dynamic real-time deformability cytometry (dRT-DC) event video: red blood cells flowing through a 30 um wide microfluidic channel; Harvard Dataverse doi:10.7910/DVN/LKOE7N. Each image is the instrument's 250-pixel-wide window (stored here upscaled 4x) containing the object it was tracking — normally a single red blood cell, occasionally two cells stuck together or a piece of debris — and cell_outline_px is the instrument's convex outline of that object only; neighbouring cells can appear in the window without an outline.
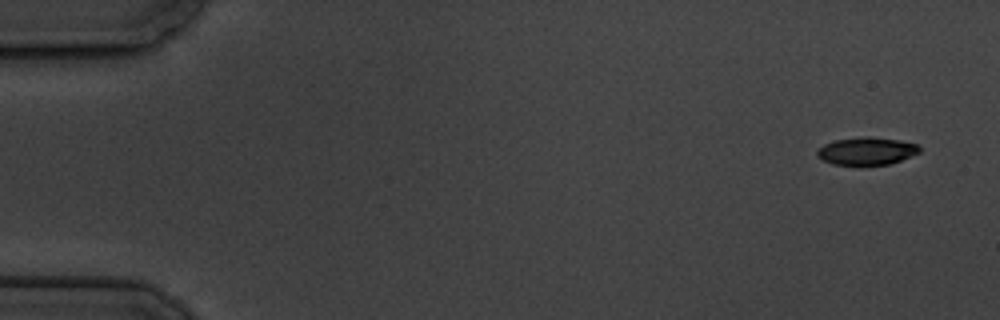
{"species": "common noctule bat (a hibernating species)", "species_latin": "Nyctalus noctula", "temperature_condition": "cold", "stored_images_in_passage": 4, "camera_frame_rate_fps": 3000, "um_per_image_px": 0.085, "animal": {"sex": "male", "body_mass_g": 19.5, "forearm_length_mm": 54.6}, "frame": {"image": 1, "passage_image": 1, "time_ms": 0.0, "image_size_px": [1000, 320], "cell_outline_px": [[920, 152], [900, 160], [888, 164], [832, 164], [816, 156], [816, 148], [824, 144], [836, 140], [864, 136], [868, 136], [900, 140], [916, 144], [920, 148]], "centroid_in_image_um": [73.63, 12.82], "position_along_channel_um": 11.4, "area_um2": 16.3}}